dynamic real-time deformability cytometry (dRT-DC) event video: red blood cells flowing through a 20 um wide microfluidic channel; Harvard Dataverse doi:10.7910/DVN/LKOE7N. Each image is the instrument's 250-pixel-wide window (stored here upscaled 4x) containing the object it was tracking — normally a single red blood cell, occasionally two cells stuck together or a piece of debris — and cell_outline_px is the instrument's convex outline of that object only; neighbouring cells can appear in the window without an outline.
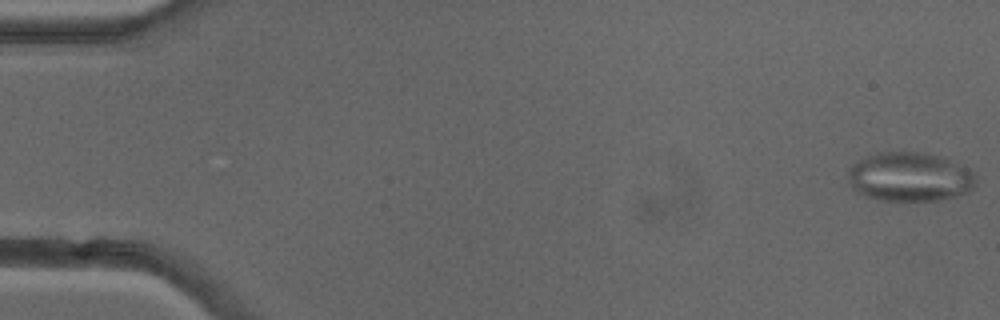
{"species": "common noctule bat (a hibernating species)", "species_latin": "Nyctalus noctula", "temperature_condition": "cold", "stored_images_in_passage": 51, "camera_frame_rate_fps": 3000, "um_per_image_px": 0.085, "animal": {"sex": "female"}, "frame": {"image": 1, "passage_image": 1, "time_ms": 0.0, "image_size_px": [1000, 320], "cell_outline_px": [[976, 184], [968, 192], [956, 196], [940, 200], [884, 200], [864, 196], [856, 192], [848, 184], [848, 172], [852, 164], [856, 160], [876, 152], [924, 152], [944, 156], [968, 168], [976, 176]], "centroid_in_image_um": [77.32, 15.02], "position_along_channel_um": 7.7, "area_um2": 37.11}}
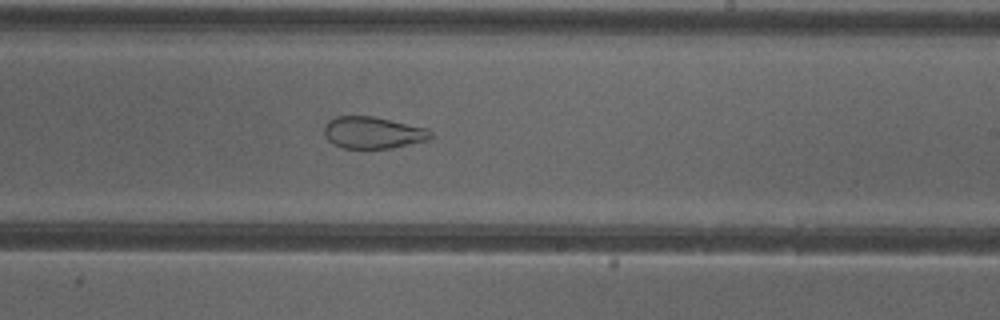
{"frame": {"image": 2, "passage_image": 31, "time_ms": 10.0, "image_size_px": [1000, 320], "cell_outline_px": [[432, 136], [428, 140], [388, 148], [344, 148], [332, 144], [324, 136], [324, 124], [328, 120], [336, 116], [372, 116], [428, 128], [432, 132]], "centroid_in_image_um": [31.66, 11.26], "position_along_channel_um": 257.3, "area_um2": 19.77}}
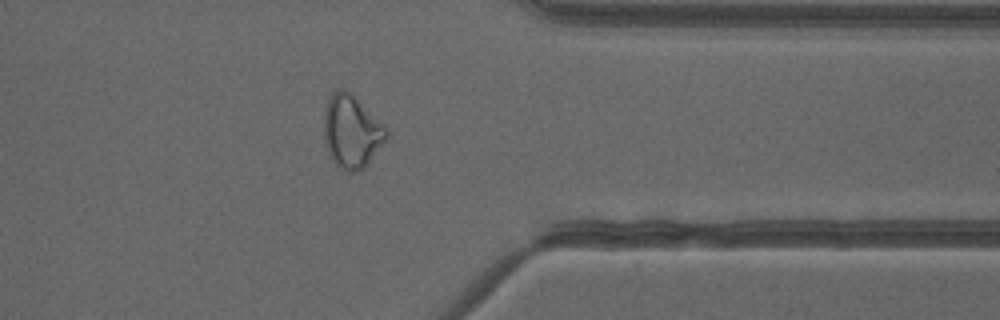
{"frame": {"image": 3, "passage_image": 41, "time_ms": 13.333, "image_size_px": [1000, 320], "cell_outline_px": [[388, 136], [364, 168], [356, 172], [348, 172], [340, 168], [336, 164], [328, 152], [324, 140], [324, 112], [328, 100], [332, 92], [336, 88], [344, 88], [352, 92], [384, 124], [388, 132]], "centroid_in_image_um": [29.88, 11.14], "position_along_channel_um": 381.5, "area_um2": 26.7}, "authors_computed_cell_mechanics": {"area_um2": 28.2642, "velocity_mm_per_s": 3.9917, "shape_relaxation_time_tau1_ms": null, "shape_relaxation_time_tau2_ms": 1.7508, "deformation_change_tau1": null, "deformation_change_tau2": 0.0896}}